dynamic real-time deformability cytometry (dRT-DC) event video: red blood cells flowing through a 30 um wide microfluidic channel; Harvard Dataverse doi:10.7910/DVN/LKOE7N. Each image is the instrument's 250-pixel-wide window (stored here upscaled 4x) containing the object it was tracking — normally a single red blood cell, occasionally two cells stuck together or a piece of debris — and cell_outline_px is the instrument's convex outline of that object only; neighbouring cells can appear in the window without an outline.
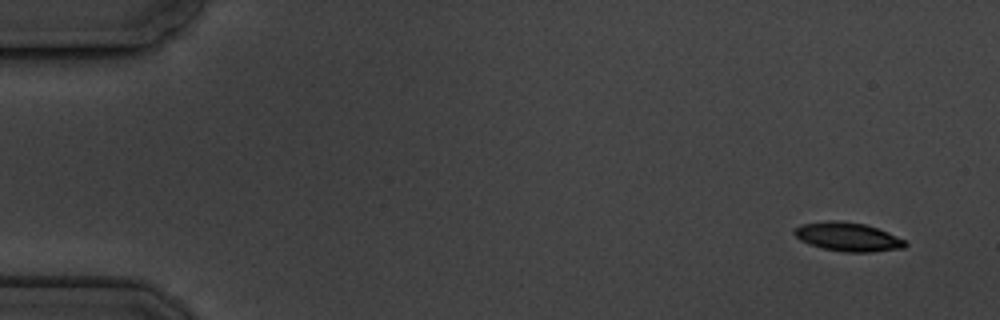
{"species": "common noctule bat (a hibernating species)", "species_latin": "Nyctalus noctula", "temperature_condition": "cold", "stored_images_in_passage": 5, "camera_frame_rate_fps": 3000, "um_per_image_px": 0.085, "animal": {"sex": "male", "body_mass_g": 19.5, "forearm_length_mm": 54.6}, "frame": {"image": 1, "passage_image": 1, "time_ms": 0.0, "image_size_px": [1000, 320], "cell_outline_px": [[908, 244], [904, 248], [872, 252], [844, 252], [824, 248], [808, 244], [800, 240], [792, 232], [800, 224], [828, 220], [836, 220], [864, 224], [888, 232], [904, 240]], "centroid_in_image_um": [72.05, 20.13], "position_along_channel_um": 13.0, "area_um2": 18.55}}
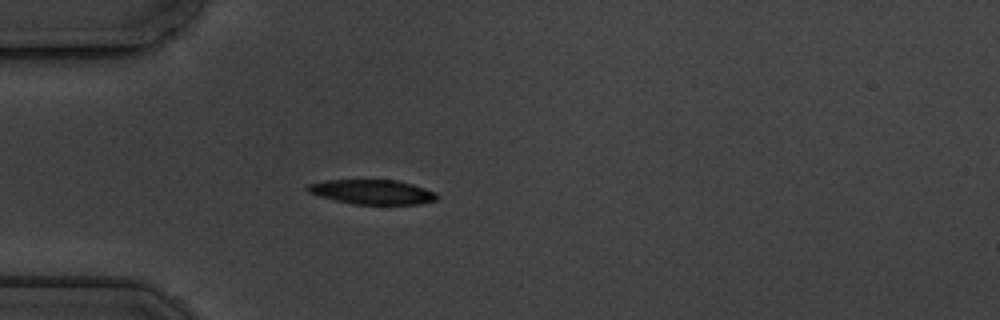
{"frame": {"image": 2, "passage_image": 5, "time_ms": 4.333, "image_size_px": [1000, 320], "cell_outline_px": [[440, 196], [436, 200], [420, 204], [352, 204], [320, 196], [308, 192], [304, 188], [308, 184], [328, 180], [396, 180], [412, 184], [436, 192]], "centroid_in_image_um": [31.66, 16.32], "position_along_channel_um": 53.3, "area_um2": 18.5}}